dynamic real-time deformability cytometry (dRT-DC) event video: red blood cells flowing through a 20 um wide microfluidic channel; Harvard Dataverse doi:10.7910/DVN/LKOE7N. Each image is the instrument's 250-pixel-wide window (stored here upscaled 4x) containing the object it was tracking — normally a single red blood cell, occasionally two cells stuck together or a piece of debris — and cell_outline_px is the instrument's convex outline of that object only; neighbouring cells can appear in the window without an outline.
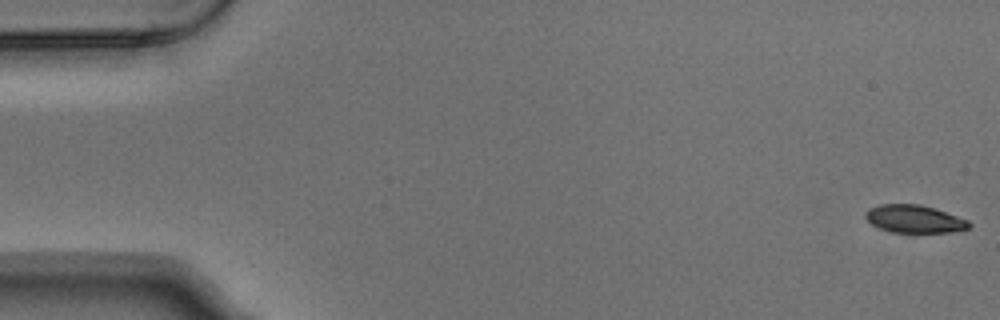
{"species": "Egyptian fruit bat (a non-hibernating species)", "species_latin": "Rousettus aegyptiacus", "temperature_condition": "warm", "stored_images_in_passage": 6, "camera_frame_rate_fps": 3000, "um_per_image_px": 0.085, "animal": {"sex": "male"}, "frame": {"image": 1, "passage_image": 1, "time_ms": 0.0, "image_size_px": [1000, 320], "cell_outline_px": [[972, 224], [968, 228], [960, 232], [892, 232], [880, 228], [872, 224], [864, 216], [864, 212], [868, 208], [880, 204], [920, 204], [968, 220]], "centroid_in_image_um": [77.71, 18.61], "position_along_channel_um": 7.3, "area_um2": 16.7}}
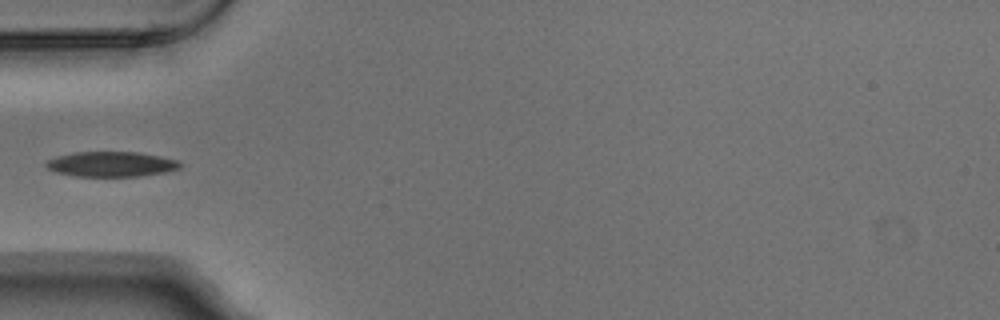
{"frame": {"image": 2, "passage_image": 5, "time_ms": 1.333, "image_size_px": [1000, 320], "cell_outline_px": [[184, 164], [180, 168], [164, 172], [136, 176], [76, 176], [56, 172], [48, 168], [44, 164], [48, 160], [56, 156], [76, 152], [136, 152], [160, 156], [176, 160]], "centroid_in_image_um": [9.45, 13.95], "position_along_channel_um": 75.5, "area_um2": 19.42}}
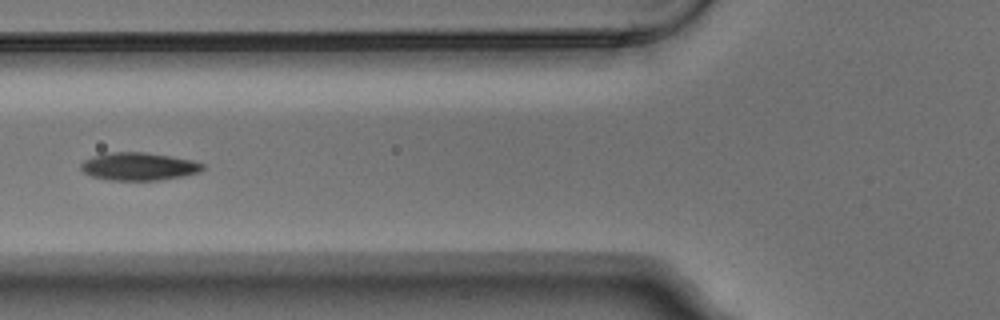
{"frame": {"image": 3, "passage_image": 6, "time_ms": 1.667, "image_size_px": [1000, 320], "cell_outline_px": [[204, 168], [200, 172], [160, 180], [108, 180], [92, 176], [84, 172], [80, 168], [80, 164], [84, 160], [92, 156], [112, 152], [144, 152], [192, 160], [204, 164]], "centroid_in_image_um": [11.77, 14.15], "position_along_channel_um": 114.0, "area_um2": 19.59}}